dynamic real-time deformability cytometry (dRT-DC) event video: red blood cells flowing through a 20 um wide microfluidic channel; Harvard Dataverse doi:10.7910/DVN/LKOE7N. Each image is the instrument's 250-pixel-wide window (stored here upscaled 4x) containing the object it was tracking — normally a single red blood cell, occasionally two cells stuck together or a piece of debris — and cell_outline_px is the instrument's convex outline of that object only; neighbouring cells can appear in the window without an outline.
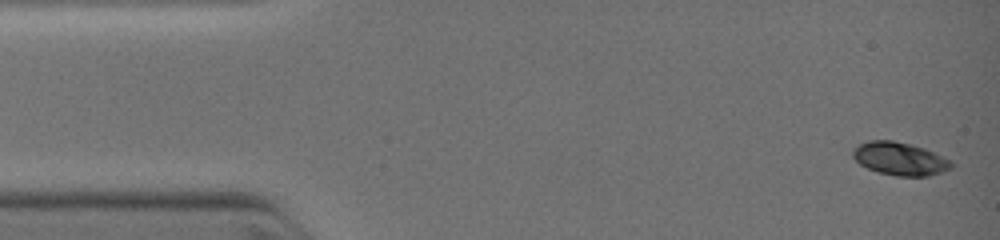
{"species": "common noctule bat (a hibernating species)", "species_latin": "Nyctalus noctula", "temperature_condition": "warm", "stored_images_in_passage": 18, "camera_frame_rate_fps": 3000, "um_per_image_px": 0.085, "animal": {"sex": "female", "body_mass_g": 19.0, "forearm_length_mm": 51.5}, "frame": {"image": 1, "passage_image": 1, "time_ms": 0.0, "image_size_px": [1000, 240], "cell_outline_px": [[952, 168], [928, 176], [896, 176], [876, 172], [860, 164], [852, 156], [852, 148], [868, 140], [892, 140], [912, 144], [924, 148], [952, 160]], "centroid_in_image_um": [76.47, 13.49], "position_along_channel_um": 8.5, "area_um2": 19.07}}
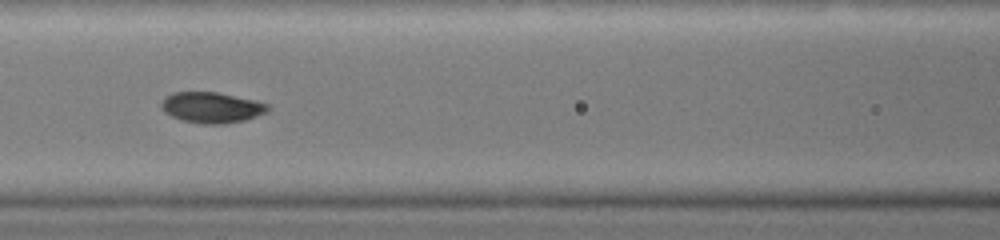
{"frame": {"image": 2, "passage_image": 14, "time_ms": 5.0, "image_size_px": [1000, 240], "cell_outline_px": [[272, 108], [268, 112], [244, 120], [224, 124], [204, 124], [184, 120], [172, 116], [164, 112], [160, 108], [160, 104], [172, 92], [216, 92], [256, 100], [268, 104]], "centroid_in_image_um": [18.03, 9.13], "position_along_channel_um": 148.6, "area_um2": 19.07}}
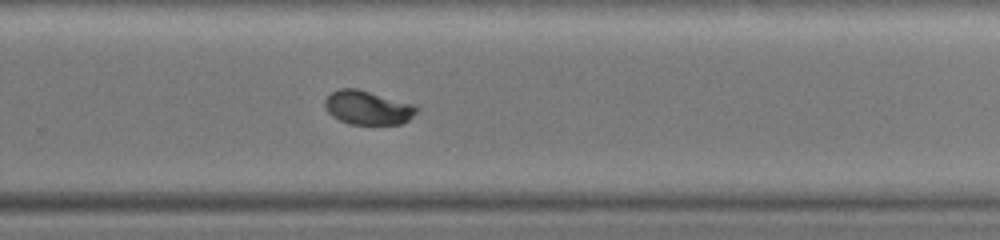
{"frame": {"image": 3, "passage_image": 18, "time_ms": 8.0, "image_size_px": [1000, 240], "cell_outline_px": [[420, 108], [408, 120], [400, 124], [348, 124], [332, 116], [328, 112], [324, 104], [324, 100], [332, 92], [340, 88], [356, 88], [416, 104]], "centroid_in_image_um": [31.27, 9.14], "position_along_channel_um": 298.5, "area_um2": 18.21}}